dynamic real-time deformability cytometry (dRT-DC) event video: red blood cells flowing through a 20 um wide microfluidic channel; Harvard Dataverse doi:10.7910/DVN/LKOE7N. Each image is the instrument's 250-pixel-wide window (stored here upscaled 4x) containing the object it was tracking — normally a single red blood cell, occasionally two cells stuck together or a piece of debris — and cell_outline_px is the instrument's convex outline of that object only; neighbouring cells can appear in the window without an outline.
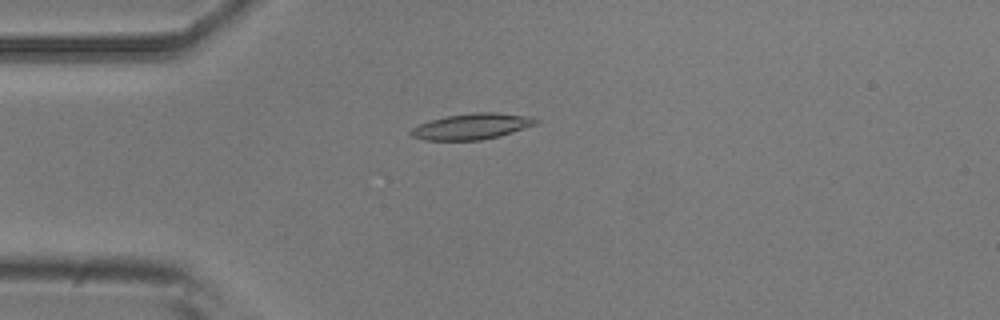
{"species": "common noctule bat (a hibernating species)", "species_latin": "Nyctalus noctula", "temperature_condition": "room temperature", "stored_images_in_passage": 3, "camera_frame_rate_fps": 3000, "um_per_image_px": 0.085, "animal": {"sex": "male", "body_mass_g": 20.5, "forearm_length_mm": 52.5}, "frame": {"image": 1, "passage_image": 3, "time_ms": 2.333, "image_size_px": [1000, 320], "cell_outline_px": [[540, 120], [536, 124], [500, 136], [480, 140], [424, 140], [412, 136], [408, 132], [412, 128], [420, 124], [444, 116], [472, 112], [496, 112], [532, 116]], "centroid_in_image_um": [40.12, 10.73], "position_along_channel_um": 44.9, "area_um2": 18.96}}